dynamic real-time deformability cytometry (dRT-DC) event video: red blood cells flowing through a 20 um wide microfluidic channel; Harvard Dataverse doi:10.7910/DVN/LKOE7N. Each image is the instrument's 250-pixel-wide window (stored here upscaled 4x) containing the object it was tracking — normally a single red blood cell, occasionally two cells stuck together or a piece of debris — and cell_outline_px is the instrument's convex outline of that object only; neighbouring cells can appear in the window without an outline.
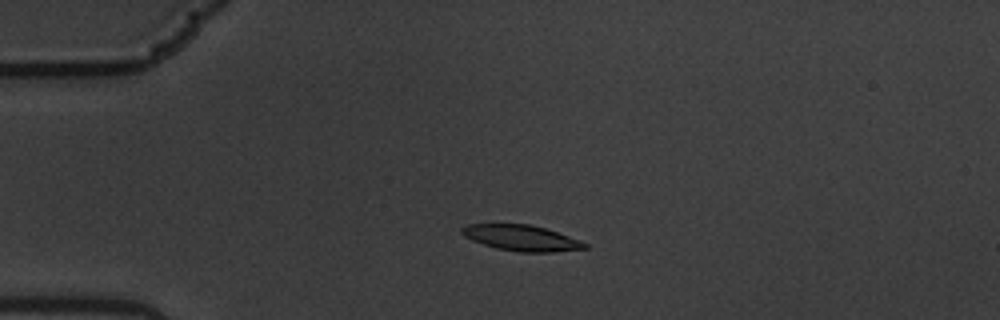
{"species": "common noctule bat (a hibernating species)", "species_latin": "Nyctalus noctula", "temperature_condition": "warm", "stored_images_in_passage": 5, "camera_frame_rate_fps": 3000, "um_per_image_px": 0.085, "animal": {"sex": "male", "body_mass_g": 19.5, "forearm_length_mm": 54.6}, "frame": {"image": 1, "passage_image": 4, "time_ms": 1.0, "image_size_px": [1000, 320], "cell_outline_px": [[588, 248], [552, 252], [520, 252], [496, 248], [472, 240], [464, 236], [460, 232], [460, 228], [468, 224], [532, 224], [580, 240], [588, 244]], "centroid_in_image_um": [44.31, 20.22], "position_along_channel_um": 40.7, "area_um2": 18.38}}